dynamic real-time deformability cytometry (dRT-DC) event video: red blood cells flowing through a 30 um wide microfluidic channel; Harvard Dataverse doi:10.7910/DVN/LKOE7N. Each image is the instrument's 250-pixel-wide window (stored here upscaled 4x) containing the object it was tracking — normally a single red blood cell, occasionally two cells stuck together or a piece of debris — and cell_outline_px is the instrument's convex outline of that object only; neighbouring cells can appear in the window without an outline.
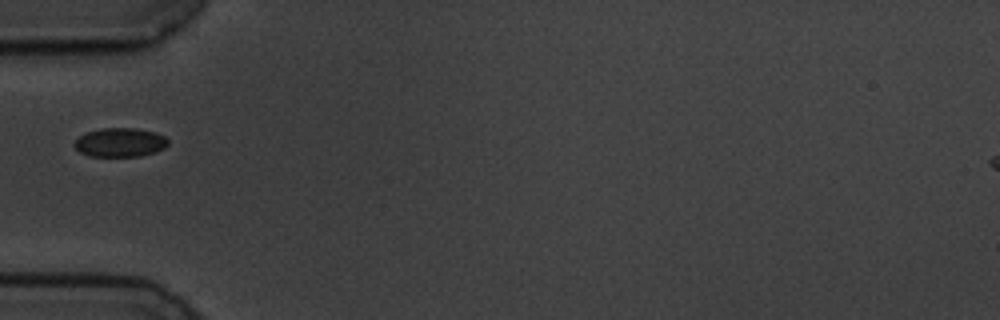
{"species": "common noctule bat (a hibernating species)", "species_latin": "Nyctalus noctula", "temperature_condition": "cold", "stored_images_in_passage": 40, "camera_frame_rate_fps": 3000, "um_per_image_px": 0.085, "animal": {"sex": "male", "body_mass_g": 19.5, "forearm_length_mm": 54.6}, "frame": {"image": 1, "passage_image": 1, "time_ms": 0.0, "image_size_px": [1000, 320], "cell_outline_px": [[168, 144], [164, 148], [156, 152], [140, 156], [88, 156], [80, 152], [72, 144], [84, 132], [100, 128], [136, 128], [156, 132], [164, 136], [168, 140]], "centroid_in_image_um": [10.2, 12.1], "position_along_channel_um": 74.8, "area_um2": 15.95}}
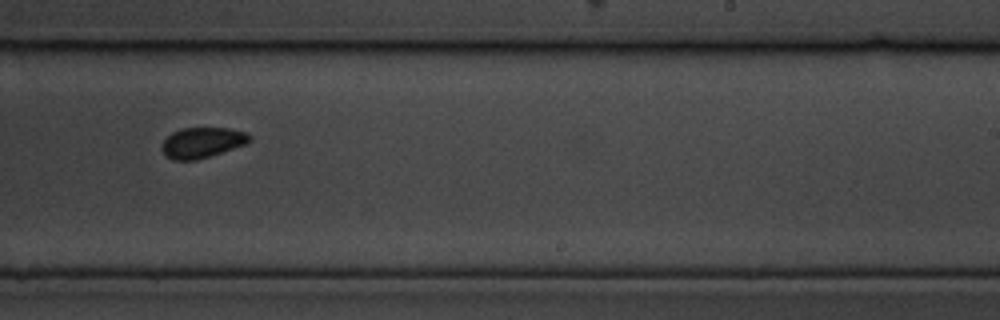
{"frame": {"image": 2, "passage_image": 18, "time_ms": 5.667, "image_size_px": [1000, 320], "cell_outline_px": [[252, 140], [248, 144], [196, 160], [172, 160], [164, 156], [160, 148], [160, 144], [172, 132], [180, 128], [228, 128], [248, 132], [252, 136]], "centroid_in_image_um": [17.19, 12.12], "position_along_channel_um": 271.8, "area_um2": 15.95}}
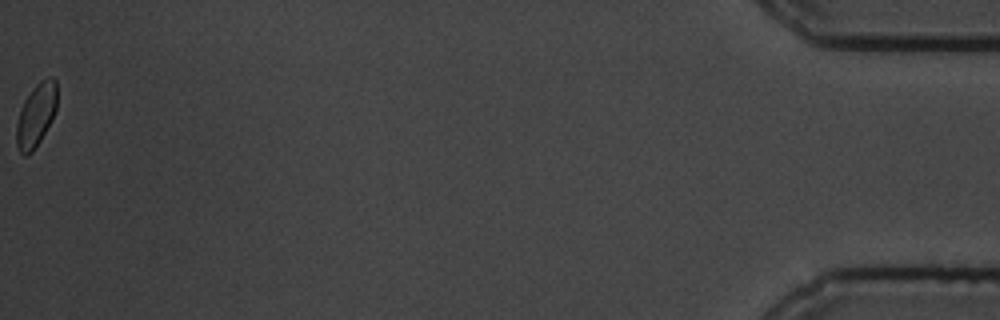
{"frame": {"image": 3, "passage_image": 40, "time_ms": 13.0, "image_size_px": [1000, 320], "cell_outline_px": [[56, 108], [52, 120], [40, 140], [32, 152], [24, 156], [20, 152], [16, 144], [16, 124], [20, 108], [24, 100], [32, 88], [40, 80], [48, 76], [52, 76], [56, 80]], "centroid_in_image_um": [3.05, 9.76], "position_along_channel_um": 432.1, "area_um2": 15.03}}